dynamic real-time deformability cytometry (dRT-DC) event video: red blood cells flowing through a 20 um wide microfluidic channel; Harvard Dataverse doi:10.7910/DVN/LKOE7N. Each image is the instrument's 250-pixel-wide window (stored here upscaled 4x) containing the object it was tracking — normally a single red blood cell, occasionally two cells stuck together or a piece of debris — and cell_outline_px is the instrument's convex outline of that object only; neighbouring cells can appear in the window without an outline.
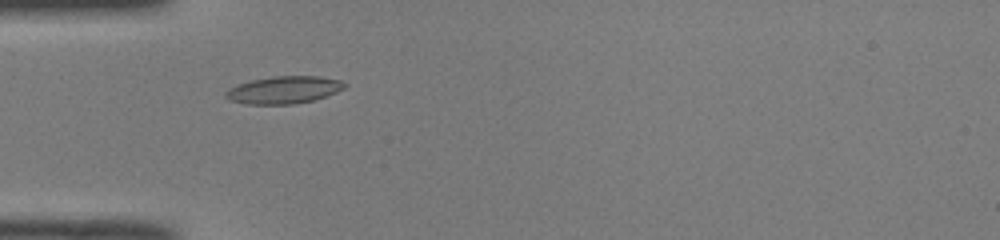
{"species": "common noctule bat (a hibernating species)", "species_latin": "Nyctalus noctula", "temperature_condition": "room temperature", "stored_images_in_passage": 44, "camera_frame_rate_fps": 3000, "um_per_image_px": 0.085, "animal": {"sex": "male", "body_mass_g": 19.0, "forearm_length_mm": 50.8}, "frame": {"image": 1, "passage_image": 9, "time_ms": 2.667, "image_size_px": [1000, 240], "cell_outline_px": [[348, 84], [344, 88], [336, 92], [312, 100], [296, 104], [248, 104], [228, 100], [224, 96], [224, 92], [228, 88], [252, 80], [272, 76], [320, 76], [340, 80]], "centroid_in_image_um": [24.11, 7.64], "position_along_channel_um": 60.9, "area_um2": 18.96}}
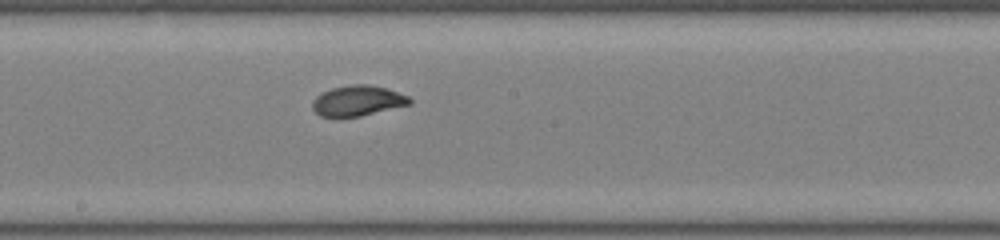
{"frame": {"image": 2, "passage_image": 21, "time_ms": 6.667, "image_size_px": [1000, 240], "cell_outline_px": [[412, 104], [360, 116], [320, 116], [312, 108], [312, 100], [316, 96], [332, 88], [352, 84], [368, 84], [388, 88], [408, 96], [412, 100]], "centroid_in_image_um": [30.43, 8.55], "position_along_channel_um": 217.8, "area_um2": 17.17}}
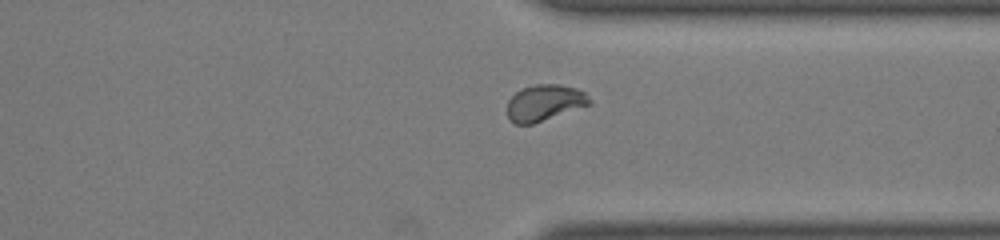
{"frame": {"image": 3, "passage_image": 32, "time_ms": 10.333, "image_size_px": [1000, 240], "cell_outline_px": [[592, 104], [532, 124], [516, 124], [508, 116], [508, 100], [516, 92], [524, 88], [536, 84], [560, 84], [576, 88], [584, 92], [592, 100]], "centroid_in_image_um": [46.32, 8.72], "position_along_channel_um": 365.1, "area_um2": 17.22}, "authors_computed_cell_mechanics": {"area_um2": 17.3689, "velocity_mm_per_s": 4.0047, "shape_relaxation_time_tau1_ms": 2.2565, "shape_relaxation_time_tau2_ms": null, "deformation_change_tau1": 0.1332, "deformation_change_tau2": null}}